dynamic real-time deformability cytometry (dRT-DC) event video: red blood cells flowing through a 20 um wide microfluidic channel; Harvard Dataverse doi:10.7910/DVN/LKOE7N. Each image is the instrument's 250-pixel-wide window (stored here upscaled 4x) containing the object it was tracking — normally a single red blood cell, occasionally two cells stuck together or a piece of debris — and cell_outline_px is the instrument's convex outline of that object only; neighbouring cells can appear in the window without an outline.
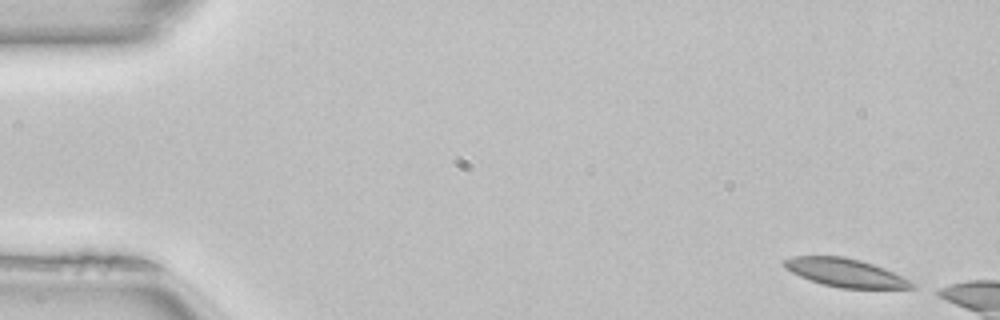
{"species": "common noctule bat (a hibernating species)", "species_latin": "Nyctalus noctula", "temperature_condition": "room temperature", "stored_images_in_passage": 8, "camera_frame_rate_fps": 3000, "um_per_image_px": 0.085, "animal": {"sex": "female", "body_mass_g": 22.7, "forearm_length_mm": 54.2}, "frame": {"image": 1, "passage_image": 1, "time_ms": 0.0, "image_size_px": [1000, 320], "cell_outline_px": [[916, 288], [840, 288], [824, 284], [800, 276], [784, 268], [780, 264], [780, 260], [792, 256], [844, 256], [860, 260], [884, 268], [916, 284]], "centroid_in_image_um": [71.78, 23.16], "position_along_channel_um": 13.2, "area_um2": 20.92}}